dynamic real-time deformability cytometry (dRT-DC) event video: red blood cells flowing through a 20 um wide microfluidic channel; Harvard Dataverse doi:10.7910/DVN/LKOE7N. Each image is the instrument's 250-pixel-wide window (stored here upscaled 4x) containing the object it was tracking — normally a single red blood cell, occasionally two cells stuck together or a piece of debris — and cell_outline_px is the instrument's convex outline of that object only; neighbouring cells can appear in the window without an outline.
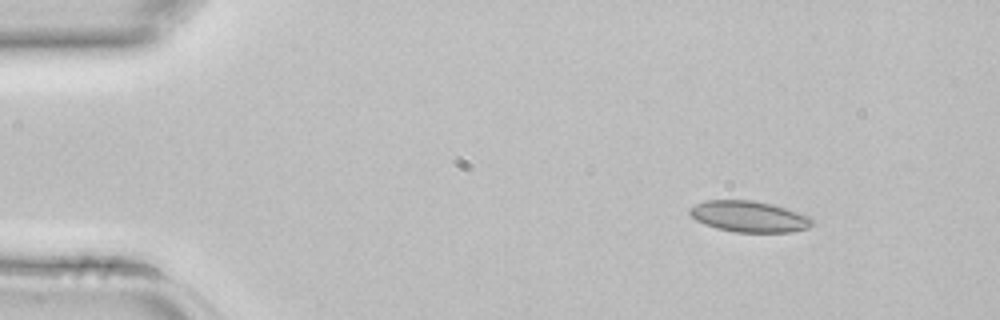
{"species": "common noctule bat (a hibernating species)", "species_latin": "Nyctalus noctula", "temperature_condition": "room temperature", "stored_images_in_passage": 4, "camera_frame_rate_fps": 3000, "um_per_image_px": 0.085, "animal": {"sex": "female", "body_mass_g": 22.7, "forearm_length_mm": 54.2}, "frame": {"image": 1, "passage_image": 2, "time_ms": 0.333, "image_size_px": [1000, 320], "cell_outline_px": [[812, 224], [808, 228], [792, 232], [736, 232], [716, 228], [704, 224], [696, 220], [688, 212], [688, 208], [704, 200], [752, 200], [772, 204], [800, 212], [812, 216]], "centroid_in_image_um": [63.68, 18.4], "position_along_channel_um": 21.3, "area_um2": 22.37}}
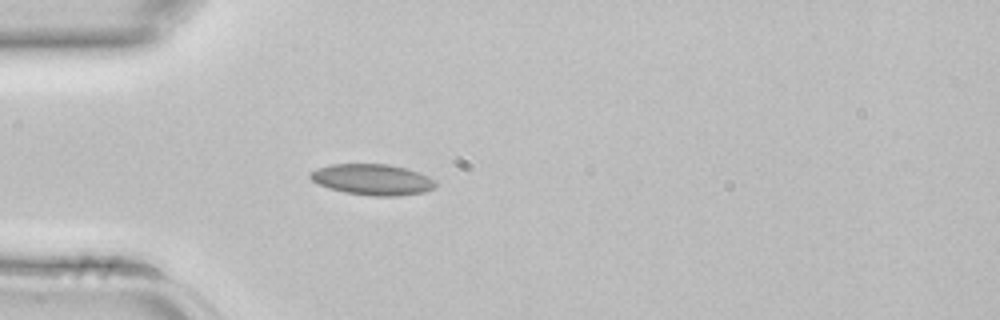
{"frame": {"image": 2, "passage_image": 4, "time_ms": 1.0, "image_size_px": [1000, 320], "cell_outline_px": [[436, 188], [424, 192], [400, 196], [372, 196], [344, 192], [328, 188], [312, 180], [308, 176], [308, 172], [316, 168], [328, 164], [388, 164], [404, 168], [428, 176], [436, 180]], "centroid_in_image_um": [31.64, 15.26], "position_along_channel_um": 53.4, "area_um2": 22.77}}